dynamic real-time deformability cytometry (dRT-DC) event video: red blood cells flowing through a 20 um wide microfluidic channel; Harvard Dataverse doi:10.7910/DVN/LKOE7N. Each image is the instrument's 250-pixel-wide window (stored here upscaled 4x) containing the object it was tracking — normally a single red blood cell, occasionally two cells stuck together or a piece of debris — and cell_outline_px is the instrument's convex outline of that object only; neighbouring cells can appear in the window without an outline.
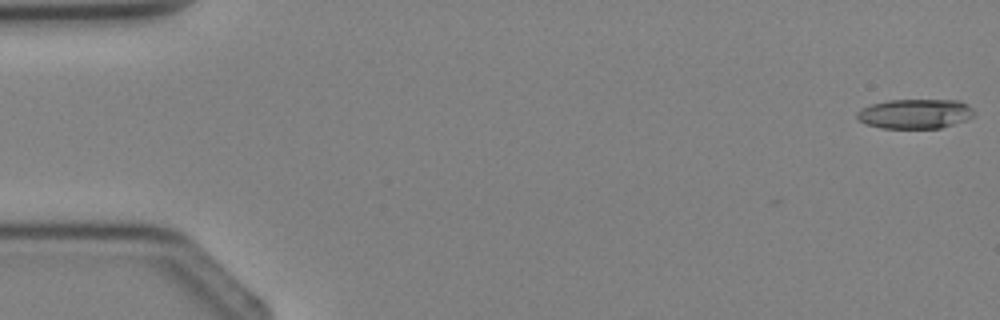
{"species": "Egyptian fruit bat (a non-hibernating species)", "species_latin": "Rousettus aegyptiacus", "temperature_condition": "cold", "stored_images_in_passage": 4, "camera_frame_rate_fps": 3000, "um_per_image_px": 0.085, "animal": {"sex": "female"}, "frame": {"image": 1, "passage_image": 1, "time_ms": 0.0, "image_size_px": [1000, 320], "cell_outline_px": [[976, 112], [972, 116], [964, 120], [940, 128], [880, 128], [864, 124], [856, 116], [856, 112], [860, 108], [872, 104], [888, 100], [960, 100], [968, 104]], "centroid_in_image_um": [77.76, 9.66], "position_along_channel_um": 7.2, "area_um2": 20.29}}
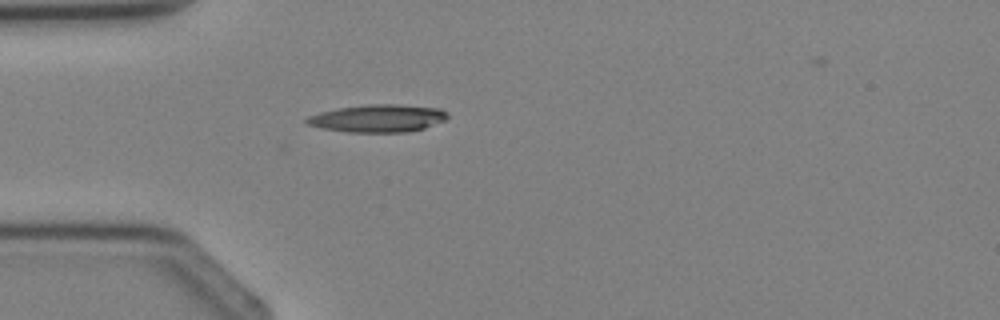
{"frame": {"image": 2, "passage_image": 4, "time_ms": 3.333, "image_size_px": [1000, 320], "cell_outline_px": [[448, 116], [444, 120], [424, 128], [408, 132], [348, 132], [324, 128], [308, 124], [304, 120], [308, 116], [320, 112], [340, 108], [368, 104], [396, 104], [440, 108], [448, 112]], "centroid_in_image_um": [32.15, 10.05], "position_along_channel_um": 52.9, "area_um2": 22.48}}